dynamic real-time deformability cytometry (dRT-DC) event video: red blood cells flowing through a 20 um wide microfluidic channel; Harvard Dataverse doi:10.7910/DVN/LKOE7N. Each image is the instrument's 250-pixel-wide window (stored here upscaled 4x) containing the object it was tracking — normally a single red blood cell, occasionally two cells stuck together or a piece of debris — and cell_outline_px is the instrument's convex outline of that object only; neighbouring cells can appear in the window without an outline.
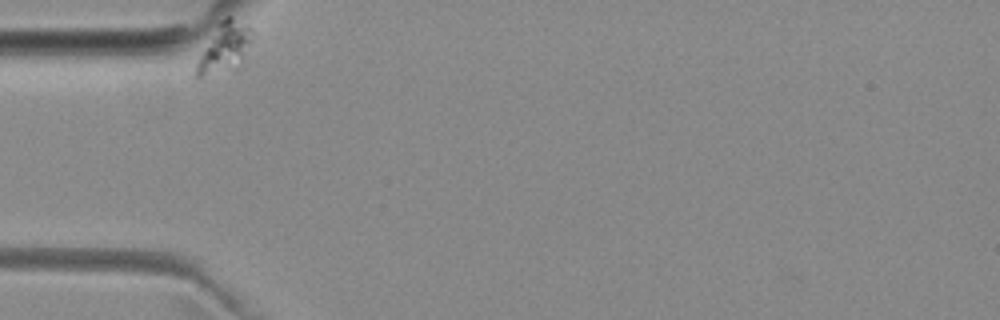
{"species": "common noctule bat (a hibernating species)", "species_latin": "Nyctalus noctula", "temperature_condition": "room temperature", "stored_images_in_passage": 3, "camera_frame_rate_fps": 3000, "um_per_image_px": 0.085, "animal": {"sex": "female", "body_mass_g": 29.2, "forearm_length_mm": 56.3}, "frame": {"image": 1, "passage_image": 1, "time_ms": 0.0, "image_size_px": [1000, 320], "cell_outline_px": [[256, 36], [240, 68], [200, 76], [196, 76], [196, 64], [200, 56], [220, 20], [224, 16], [232, 16], [252, 28], [256, 32]], "centroid_in_image_um": [19.21, 4.01], "position_along_channel_um": 65.8, "area_um2": 16.3}}
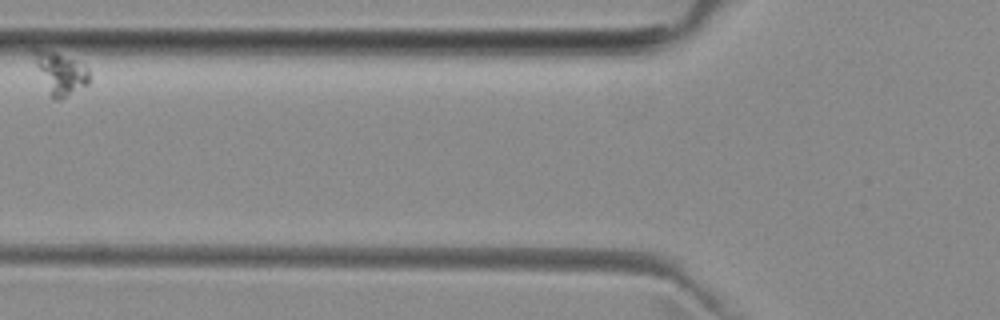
{"frame": {"image": 2, "passage_image": 3, "time_ms": 2.333, "image_size_px": [1000, 320], "cell_outline_px": [[88, 84], [56, 100], [52, 100], [48, 96], [36, 64], [32, 52], [32, 48], [40, 48], [56, 52], [88, 68]], "centroid_in_image_um": [5.06, 6.22], "position_along_channel_um": 120.7, "area_um2": 13.18}}